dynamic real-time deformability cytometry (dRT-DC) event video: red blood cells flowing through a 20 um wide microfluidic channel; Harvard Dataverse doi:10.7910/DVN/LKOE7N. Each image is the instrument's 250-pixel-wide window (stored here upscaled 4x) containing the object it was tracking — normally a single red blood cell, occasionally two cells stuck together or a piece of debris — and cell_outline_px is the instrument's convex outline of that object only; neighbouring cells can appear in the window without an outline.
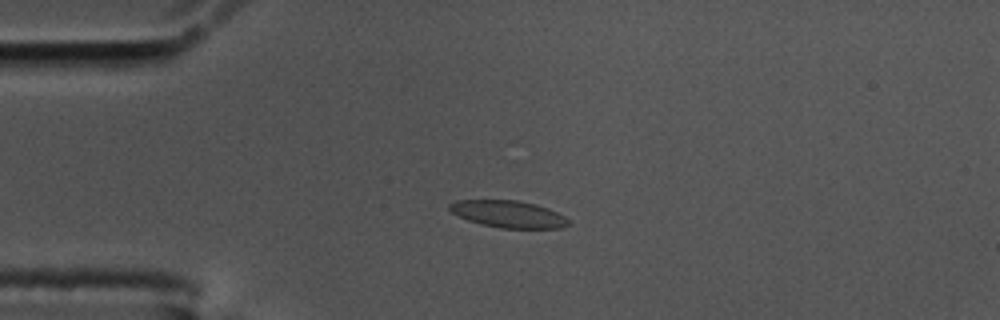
{"species": "common noctule bat (a hibernating species)", "species_latin": "Nyctalus noctula", "temperature_condition": "cold", "stored_images_in_passage": 45, "camera_frame_rate_fps": 3000, "um_per_image_px": 0.085, "animal": {"sex": "male", "body_mass_g": 17.5, "forearm_length_mm": 52.3}, "frame": {"image": 1, "passage_image": 1, "time_ms": 0.0, "image_size_px": [1000, 320], "cell_outline_px": [[568, 224], [560, 228], [500, 228], [480, 224], [468, 220], [452, 212], [448, 208], [448, 204], [456, 200], [516, 200], [536, 204], [548, 208], [564, 216], [568, 220]], "centroid_in_image_um": [43.18, 18.19], "position_along_channel_um": 41.8, "area_um2": 18.61}}
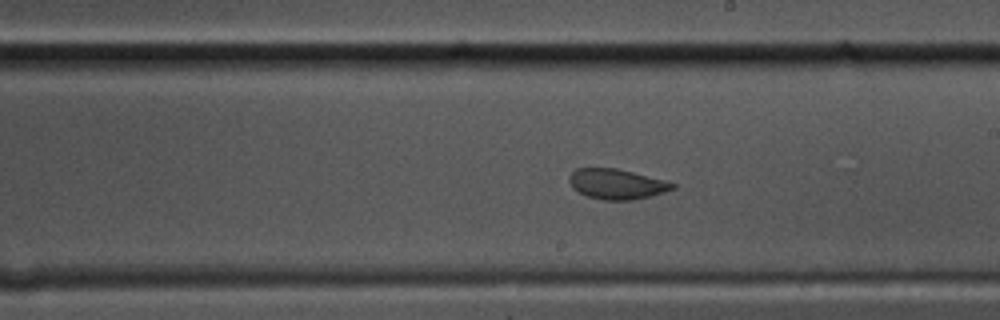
{"frame": {"image": 2, "passage_image": 20, "time_ms": 6.333, "image_size_px": [1000, 320], "cell_outline_px": [[676, 188], [664, 192], [632, 200], [604, 200], [588, 196], [572, 188], [568, 180], [568, 176], [576, 168], [616, 168], [664, 180], [676, 184]], "centroid_in_image_um": [52.39, 15.64], "position_along_channel_um": 236.6, "area_um2": 18.03}}
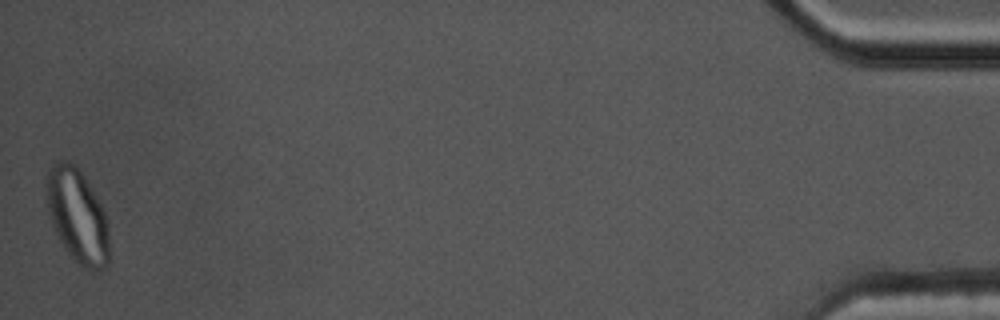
{"frame": {"image": 3, "passage_image": 45, "time_ms": 14.667, "image_size_px": [1000, 320], "cell_outline_px": [[108, 268], [84, 268], [64, 248], [52, 224], [48, 212], [48, 168], [56, 160], [68, 160], [84, 176], [92, 188], [104, 212], [108, 224]], "centroid_in_image_um": [6.59, 18.33], "position_along_channel_um": 428.6, "area_um2": 33.58}, "authors_computed_cell_mechanics": {"area_um2": 19.0162, "velocity_mm_per_s": 3.4319, "shape_relaxation_time_tau1_ms": 8.4003, "shape_relaxation_time_tau2_ms": 1.0264, "deformation_change_tau1": 0.2157, "deformation_change_tau2": 0.0614}}